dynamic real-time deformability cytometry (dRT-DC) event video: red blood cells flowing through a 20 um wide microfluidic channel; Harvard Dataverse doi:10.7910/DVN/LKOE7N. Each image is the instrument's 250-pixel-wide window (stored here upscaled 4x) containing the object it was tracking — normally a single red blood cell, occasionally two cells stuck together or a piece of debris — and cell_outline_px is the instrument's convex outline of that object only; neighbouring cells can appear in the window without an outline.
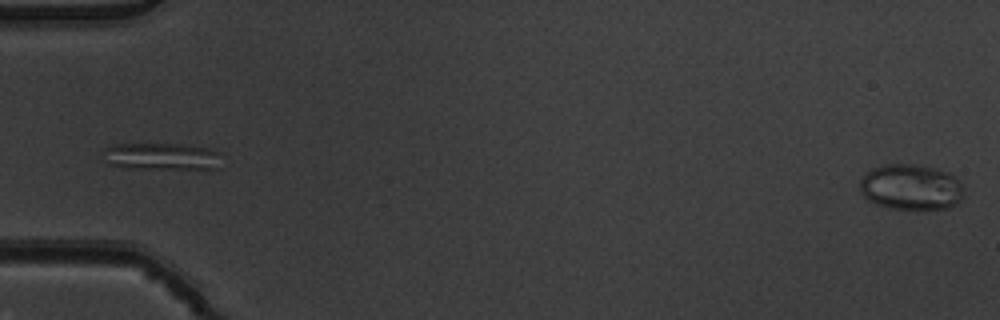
{"species": "common noctule bat (a hibernating species)", "species_latin": "Nyctalus noctula", "temperature_condition": "warm", "stored_images_in_passage": 4, "segment_of_instrument_passage": [2, 2], "camera_frame_rate_fps": 3000, "um_per_image_px": 0.085, "animal": {"sex": "male", "body_mass_g": 19.5, "forearm_length_mm": 54.6}, "frame": {"image": 1, "passage_image": 4, "time_ms": 1.0, "image_size_px": [1000, 320], "cell_outline_px": [[964, 200], [948, 208], [892, 208], [876, 204], [868, 200], [860, 192], [860, 180], [868, 172], [876, 168], [888, 164], [920, 164], [936, 168], [948, 172], [956, 176], [960, 180], [964, 188]], "centroid_in_image_um": [77.51, 15.89], "position_along_channel_um": 7.5, "area_um2": 27.8}}